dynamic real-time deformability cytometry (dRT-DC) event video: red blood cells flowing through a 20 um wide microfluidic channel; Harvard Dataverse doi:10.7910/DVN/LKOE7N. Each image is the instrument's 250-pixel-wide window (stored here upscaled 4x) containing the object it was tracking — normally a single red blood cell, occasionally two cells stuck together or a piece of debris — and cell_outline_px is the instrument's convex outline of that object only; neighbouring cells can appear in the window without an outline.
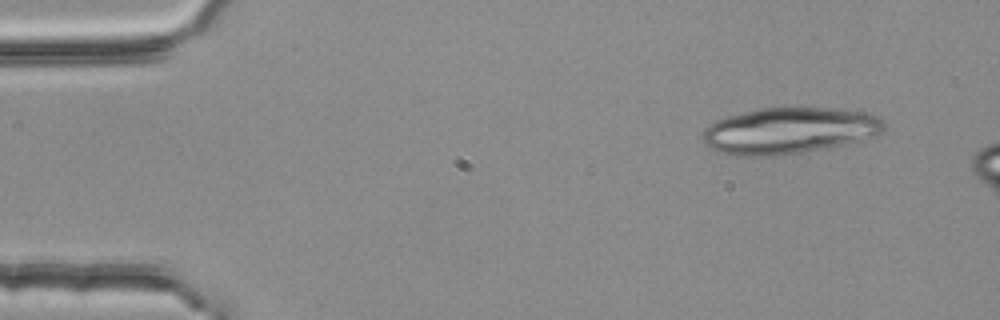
{"species": "common noctule bat (a hibernating species)", "species_latin": "Nyctalus noctula", "temperature_condition": "room temperature", "stored_images_in_passage": 3, "camera_frame_rate_fps": 3000, "um_per_image_px": 0.085, "animal": {"sex": "female", "body_mass_g": 25.1}, "frame": {"image": 1, "passage_image": 1, "time_ms": 0.0, "image_size_px": [1000, 320], "cell_outline_px": [[884, 128], [876, 136], [844, 144], [804, 152], [776, 156], [736, 156], [720, 152], [708, 148], [704, 144], [700, 136], [704, 128], [708, 124], [716, 120], [728, 116], [760, 108], [832, 108], [868, 112], [884, 120]], "centroid_in_image_um": [67.03, 11.11], "position_along_channel_um": 18.0, "area_um2": 49.25}}